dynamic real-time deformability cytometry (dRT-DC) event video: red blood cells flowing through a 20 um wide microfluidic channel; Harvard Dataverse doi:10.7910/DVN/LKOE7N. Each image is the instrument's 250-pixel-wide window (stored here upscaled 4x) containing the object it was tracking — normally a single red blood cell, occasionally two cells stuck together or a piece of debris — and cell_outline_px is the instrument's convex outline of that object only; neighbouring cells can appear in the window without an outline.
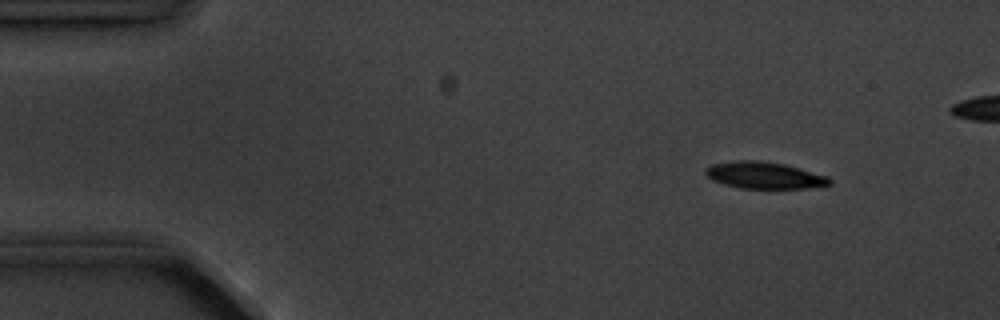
{"species": "common noctule bat (a hibernating species)", "species_latin": "Nyctalus noctula", "temperature_condition": "cold", "stored_images_in_passage": 4, "camera_frame_rate_fps": 3000, "um_per_image_px": 0.085, "animal": {"sex": "male", "body_mass_g": 20.1, "forearm_length_mm": 53.5}, "frame": {"image": 1, "passage_image": 1, "time_ms": 0.0, "image_size_px": [1000, 320], "cell_outline_px": [[832, 184], [804, 188], [740, 188], [724, 184], [712, 180], [704, 172], [704, 168], [712, 164], [736, 160], [756, 160], [784, 164], [800, 168], [828, 176], [832, 180]], "centroid_in_image_um": [64.95, 14.89], "position_along_channel_um": 20.1, "area_um2": 19.31}}